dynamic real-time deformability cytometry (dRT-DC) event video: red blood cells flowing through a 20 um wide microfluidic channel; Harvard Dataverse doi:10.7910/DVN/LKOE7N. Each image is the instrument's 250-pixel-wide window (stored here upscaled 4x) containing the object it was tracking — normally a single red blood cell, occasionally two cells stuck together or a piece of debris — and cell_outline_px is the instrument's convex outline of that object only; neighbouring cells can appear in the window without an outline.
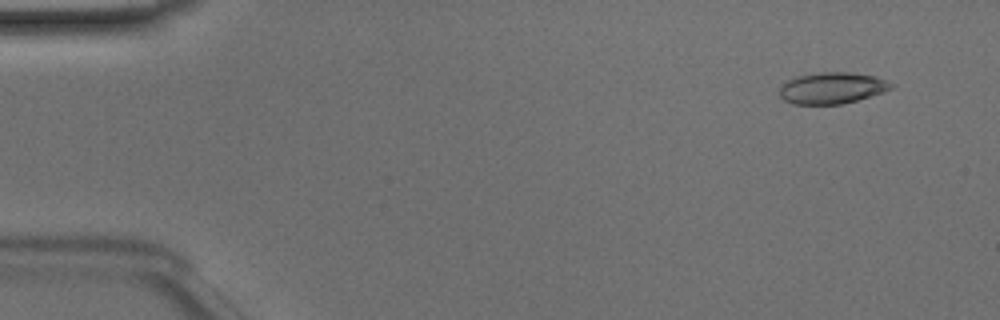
{"species": "Egyptian fruit bat (a non-hibernating species)", "species_latin": "Rousettus aegyptiacus", "temperature_condition": "room temperature", "stored_images_in_passage": 49, "camera_frame_rate_fps": 3000, "um_per_image_px": 0.085, "animal": {"sex": "male"}, "frame": {"image": 1, "passage_image": 4, "time_ms": 1.0, "image_size_px": [1000, 320], "cell_outline_px": [[896, 84], [892, 88], [884, 92], [856, 100], [840, 104], [792, 104], [784, 100], [780, 96], [780, 88], [788, 80], [800, 76], [824, 72], [848, 72], [876, 76]], "centroid_in_image_um": [70.77, 7.48], "position_along_channel_um": 14.2, "area_um2": 20.23}}
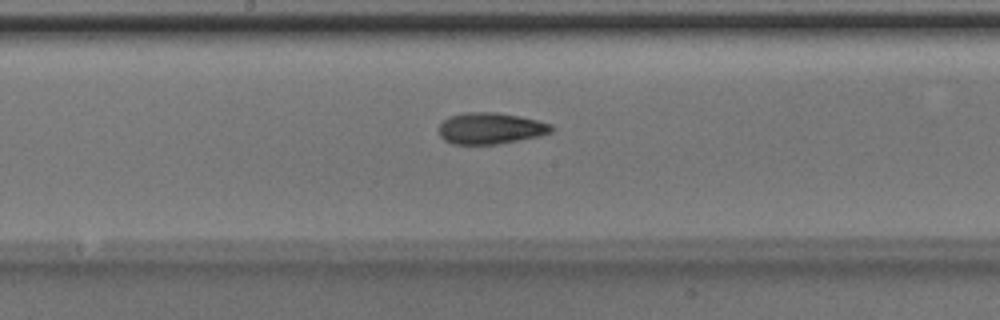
{"frame": {"image": 2, "passage_image": 26, "time_ms": 8.333, "image_size_px": [1000, 320], "cell_outline_px": [[556, 128], [552, 132], [540, 136], [496, 144], [452, 144], [444, 140], [440, 136], [440, 124], [448, 116], [464, 112], [496, 112], [520, 116], [552, 124]], "centroid_in_image_um": [41.71, 10.9], "position_along_channel_um": 206.5, "area_um2": 20.69}}
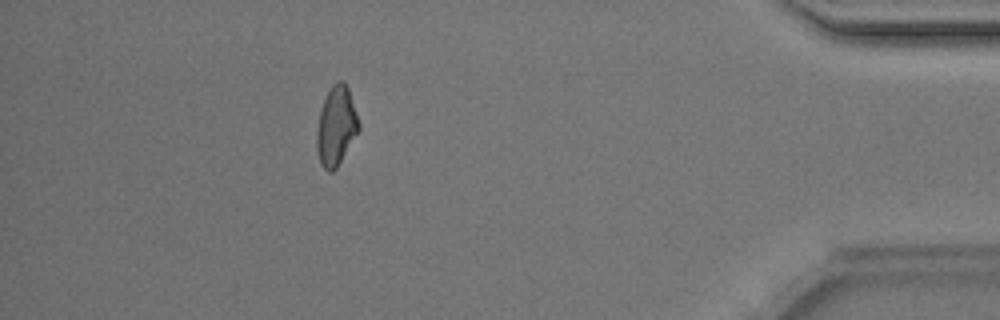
{"frame": {"image": 3, "passage_image": 44, "time_ms": 14.333, "image_size_px": [1000, 320], "cell_outline_px": [[360, 128], [336, 168], [332, 172], [328, 172], [320, 164], [316, 148], [316, 132], [320, 108], [332, 84], [336, 80], [340, 80], [348, 88], [360, 124]], "centroid_in_image_um": [28.55, 10.72], "position_along_channel_um": 406.7, "area_um2": 19.25}, "authors_computed_cell_mechanics": {"area_um2": 20.1722, "velocity_mm_per_s": 4.1593, "shape_relaxation_time_tau1_ms": 4.967, "shape_relaxation_time_tau2_ms": 3.0566, "deformation_change_tau1": 0.1285, "deformation_change_tau2": 0.1072}}